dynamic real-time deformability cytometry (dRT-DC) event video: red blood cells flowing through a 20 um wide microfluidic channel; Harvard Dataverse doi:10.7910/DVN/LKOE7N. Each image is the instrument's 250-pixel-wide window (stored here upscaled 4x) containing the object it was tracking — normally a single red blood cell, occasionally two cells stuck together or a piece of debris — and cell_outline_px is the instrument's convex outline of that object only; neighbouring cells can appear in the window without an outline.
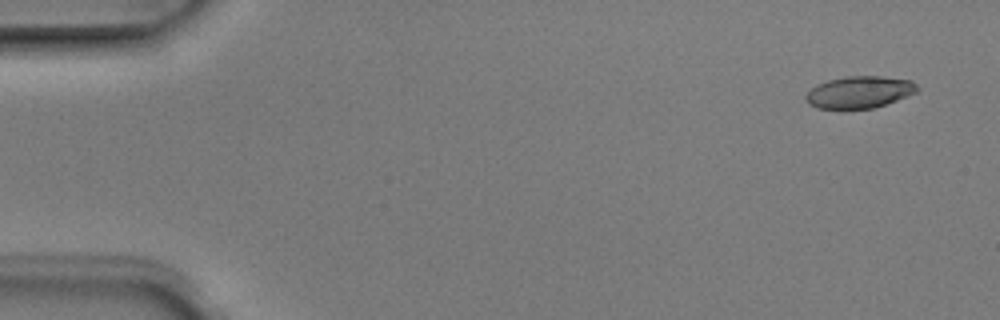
{"species": "Egyptian fruit bat (a non-hibernating species)", "species_latin": "Rousettus aegyptiacus", "temperature_condition": "room temperature", "stored_images_in_passage": 7, "camera_frame_rate_fps": 3000, "um_per_image_px": 0.085, "animal": {"sex": "male"}, "frame": {"image": 1, "passage_image": 1, "time_ms": 0.0, "image_size_px": [1000, 320], "cell_outline_px": [[920, 88], [916, 92], [908, 96], [872, 108], [816, 108], [808, 104], [804, 100], [804, 96], [816, 84], [828, 80], [844, 76], [880, 76], [912, 80]], "centroid_in_image_um": [73.03, 7.82], "position_along_channel_um": 12.0, "area_um2": 20.75}}
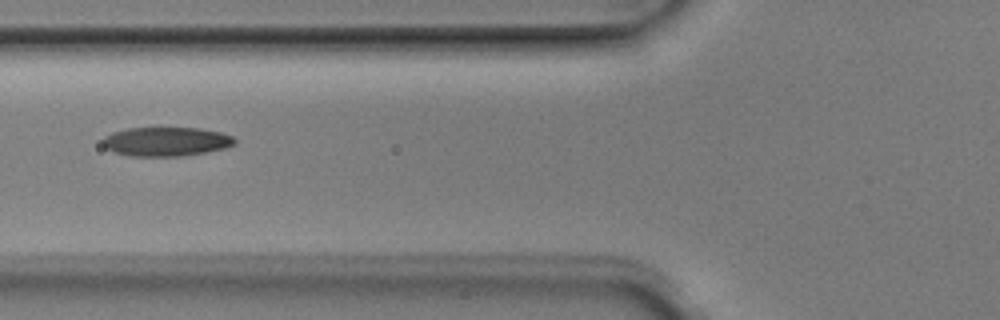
{"frame": {"image": 2, "passage_image": 5, "time_ms": 1.333, "image_size_px": [1000, 320], "cell_outline_px": [[236, 144], [224, 148], [184, 156], [128, 156], [112, 152], [104, 144], [104, 136], [112, 132], [128, 128], [200, 128], [220, 132], [232, 136], [236, 140]], "centroid_in_image_um": [14.13, 12.03], "position_along_channel_um": 111.7, "area_um2": 22.31}}
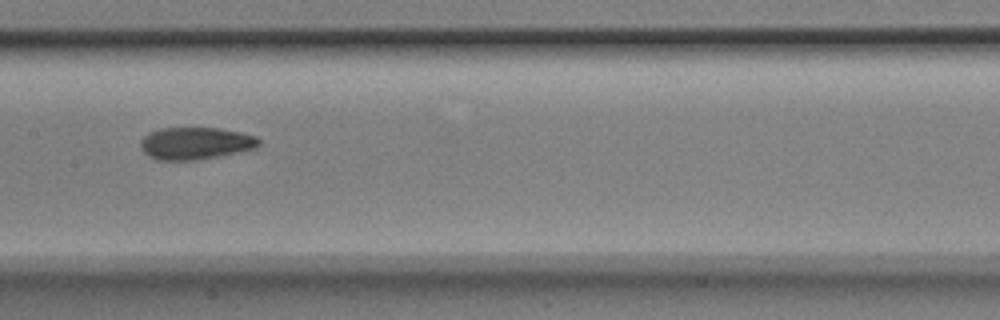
{"frame": {"image": 3, "passage_image": 7, "time_ms": 2.0, "image_size_px": [1000, 320], "cell_outline_px": [[260, 144], [256, 148], [196, 160], [156, 160], [148, 156], [140, 148], [140, 140], [148, 132], [160, 128], [220, 128], [240, 132], [256, 136], [260, 140]], "centroid_in_image_um": [16.58, 12.17], "position_along_channel_um": 190.8, "area_um2": 22.25}}